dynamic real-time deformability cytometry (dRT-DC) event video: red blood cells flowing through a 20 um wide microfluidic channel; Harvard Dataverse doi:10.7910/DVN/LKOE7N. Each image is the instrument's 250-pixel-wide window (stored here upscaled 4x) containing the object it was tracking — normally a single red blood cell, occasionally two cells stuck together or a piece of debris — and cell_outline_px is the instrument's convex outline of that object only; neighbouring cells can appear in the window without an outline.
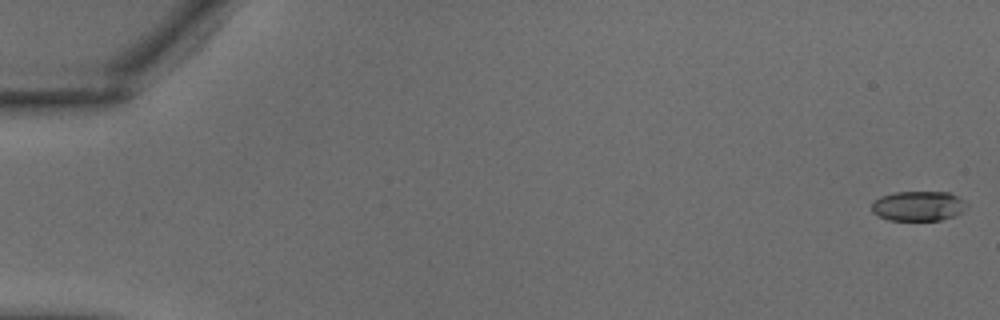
{"species": "common noctule bat (a hibernating species)", "species_latin": "Nyctalus noctula", "temperature_condition": "warm", "stored_images_in_passage": 37, "camera_frame_rate_fps": 3000, "um_per_image_px": 0.085, "animal": {"sex": "male", "body_mass_g": 18.8}, "frame": {"image": 1, "passage_image": 1, "time_ms": 0.0, "image_size_px": [1000, 320], "cell_outline_px": [[968, 208], [964, 212], [956, 216], [940, 220], [888, 220], [872, 212], [872, 200], [880, 196], [896, 192], [948, 192], [964, 200], [968, 204]], "centroid_in_image_um": [78.09, 17.51], "position_along_channel_um": 6.9, "area_um2": 16.76}}
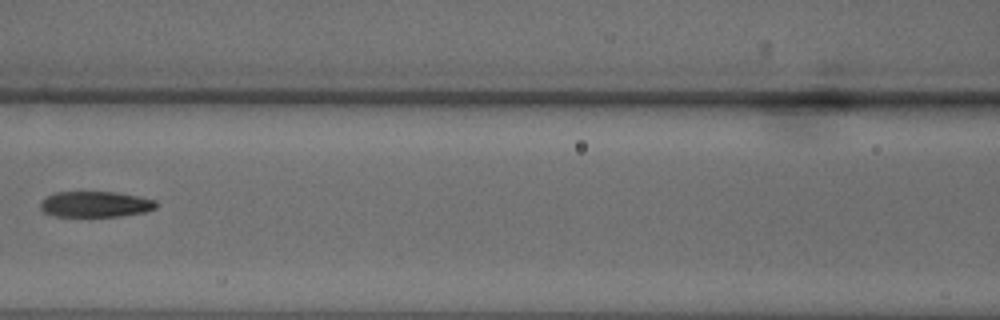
{"frame": {"image": 2, "passage_image": 18, "time_ms": 5.667, "image_size_px": [1000, 320], "cell_outline_px": [[156, 208], [144, 212], [120, 216], [52, 216], [44, 212], [40, 208], [40, 200], [56, 192], [116, 192], [156, 200]], "centroid_in_image_um": [8.07, 17.36], "position_along_channel_um": 158.5, "area_um2": 17.34}}
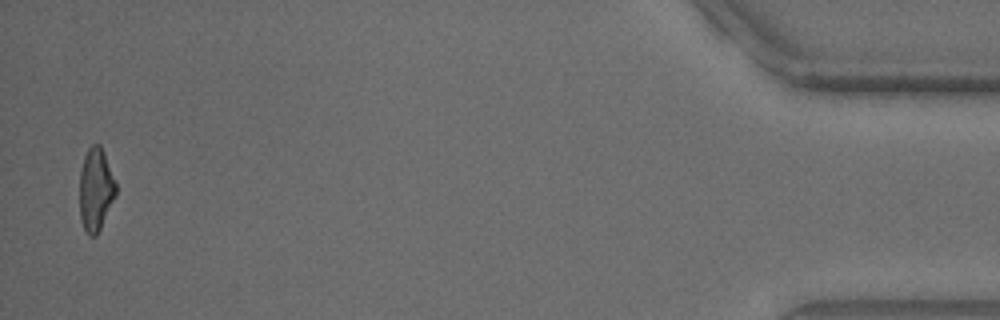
{"frame": {"image": 3, "passage_image": 37, "time_ms": 12.0, "image_size_px": [1000, 320], "cell_outline_px": [[116, 196], [96, 236], [88, 236], [80, 220], [80, 172], [84, 156], [88, 148], [92, 144], [100, 144], [104, 152], [116, 184]], "centroid_in_image_um": [8.13, 16.11], "position_along_channel_um": 427.1, "area_um2": 17.51}}